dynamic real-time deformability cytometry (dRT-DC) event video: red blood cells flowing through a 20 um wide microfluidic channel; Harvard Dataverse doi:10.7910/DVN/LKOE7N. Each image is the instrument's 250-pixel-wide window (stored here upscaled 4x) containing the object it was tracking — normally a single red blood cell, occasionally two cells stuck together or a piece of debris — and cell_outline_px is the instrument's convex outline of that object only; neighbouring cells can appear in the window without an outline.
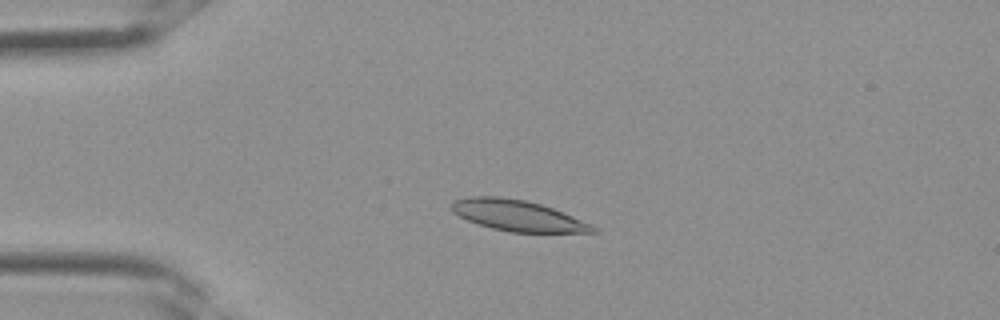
{"species": "Egyptian fruit bat (a non-hibernating species)", "species_latin": "Rousettus aegyptiacus", "temperature_condition": "room temperature", "stored_images_in_passage": 2, "camera_frame_rate_fps": 3000, "um_per_image_px": 0.085, "frame": {"image": 1, "passage_image": 1, "time_ms": 0.0, "image_size_px": [1000, 320], "cell_outline_px": [[600, 232], [508, 232], [492, 228], [468, 220], [452, 212], [452, 200], [468, 196], [500, 196], [524, 200], [540, 204], [552, 208], [592, 224]], "centroid_in_image_um": [43.98, 18.31], "position_along_channel_um": 41.0, "area_um2": 25.26}}